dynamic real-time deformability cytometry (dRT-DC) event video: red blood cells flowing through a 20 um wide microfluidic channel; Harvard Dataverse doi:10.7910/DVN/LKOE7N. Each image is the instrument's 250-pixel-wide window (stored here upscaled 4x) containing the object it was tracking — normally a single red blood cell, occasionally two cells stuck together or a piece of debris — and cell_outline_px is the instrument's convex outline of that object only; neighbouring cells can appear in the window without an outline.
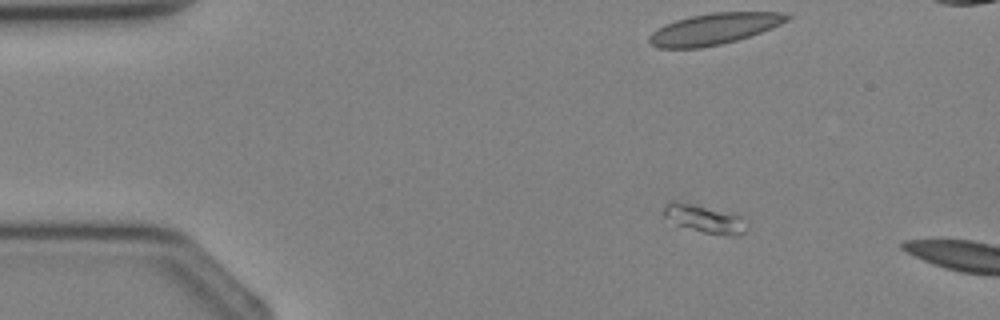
{"species": "Egyptian fruit bat (a non-hibernating species)", "species_latin": "Rousettus aegyptiacus", "temperature_condition": "cold", "stored_images_in_passage": 2, "camera_frame_rate_fps": 3000, "um_per_image_px": 0.085, "animal": {"sex": "female"}, "frame": {"image": 1, "passage_image": 1, "time_ms": 0.0, "image_size_px": [1000, 320], "cell_outline_px": [[744, 232], [740, 236], [736, 236], [704, 232], [676, 224], [664, 216], [664, 208], [672, 200], [676, 200], [696, 204], [740, 216]], "centroid_in_image_um": [59.81, 18.58], "position_along_channel_um": 25.2, "area_um2": 12.89}}